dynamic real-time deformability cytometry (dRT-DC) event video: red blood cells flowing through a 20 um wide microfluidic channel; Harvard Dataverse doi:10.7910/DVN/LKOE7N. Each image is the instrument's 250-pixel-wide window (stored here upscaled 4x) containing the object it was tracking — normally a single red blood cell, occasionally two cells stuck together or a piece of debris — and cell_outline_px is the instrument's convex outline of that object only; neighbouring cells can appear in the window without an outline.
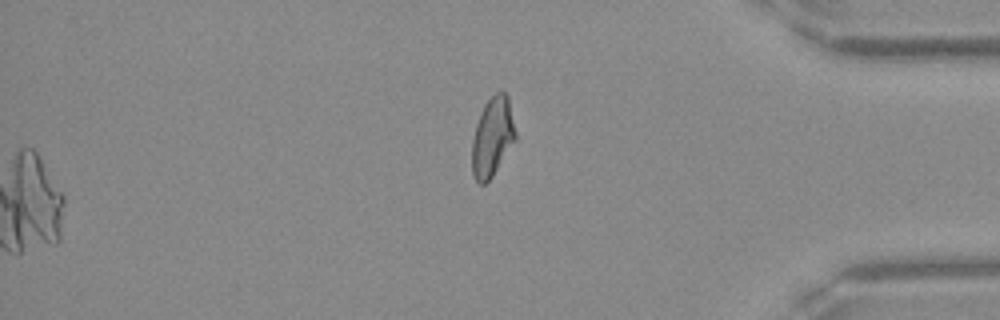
{"species": "Egyptian fruit bat (a non-hibernating species)", "species_latin": "Rousettus aegyptiacus", "temperature_condition": "warm", "stored_images_in_passage": 48, "camera_frame_rate_fps": 3000, "um_per_image_px": 0.085, "frame": {"image": 1, "passage_image": 48, "time_ms": 15.667, "image_size_px": [1000, 320], "cell_outline_px": [[516, 140], [492, 176], [484, 184], [480, 184], [476, 180], [472, 172], [472, 140], [476, 124], [480, 112], [484, 104], [500, 88], [508, 96], [516, 132]], "centroid_in_image_um": [41.86, 11.61], "position_along_channel_um": 393.3, "area_um2": 20.11}}